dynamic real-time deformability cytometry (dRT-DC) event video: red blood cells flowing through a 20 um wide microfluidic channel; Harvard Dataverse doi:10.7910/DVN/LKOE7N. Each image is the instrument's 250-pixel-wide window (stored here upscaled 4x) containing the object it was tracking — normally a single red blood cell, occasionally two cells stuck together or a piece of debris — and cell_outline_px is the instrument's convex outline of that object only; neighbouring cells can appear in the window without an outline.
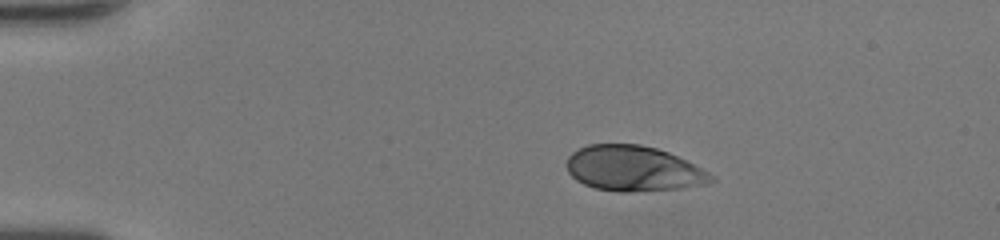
{"species": "human", "species_latin": "Homo sapiens", "temperature_condition": "room temperature", "stored_images_in_passage": 35, "camera_frame_rate_fps": 3000, "um_per_image_px": 0.085, "donor": {"sex": "female"}, "frame": {"image": 1, "passage_image": 1, "time_ms": 0.0, "image_size_px": [1000, 240], "cell_outline_px": [[716, 180], [708, 184], [684, 188], [628, 192], [616, 192], [596, 188], [584, 184], [576, 180], [568, 172], [568, 156], [572, 152], [588, 144], [640, 144], [656, 148], [668, 152], [708, 172]], "centroid_in_image_um": [53.84, 14.34], "position_along_channel_um": 31.2, "area_um2": 38.03}}
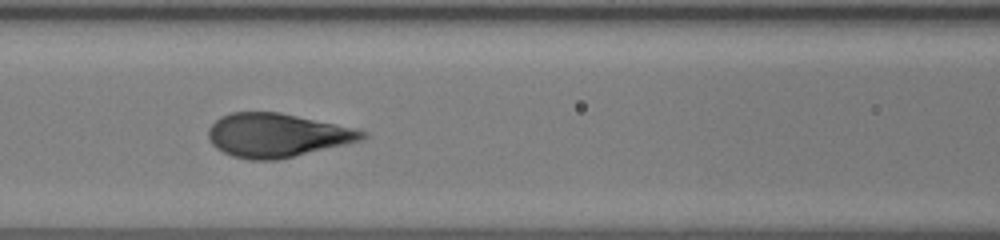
{"frame": {"image": 2, "passage_image": 14, "time_ms": 4.333, "image_size_px": [1000, 240], "cell_outline_px": [[368, 136], [360, 140], [344, 144], [276, 160], [248, 160], [232, 156], [216, 148], [212, 144], [208, 136], [208, 128], [220, 116], [232, 112], [280, 112], [356, 128], [368, 132]], "centroid_in_image_um": [23.52, 11.49], "position_along_channel_um": 143.1, "area_um2": 39.07}}
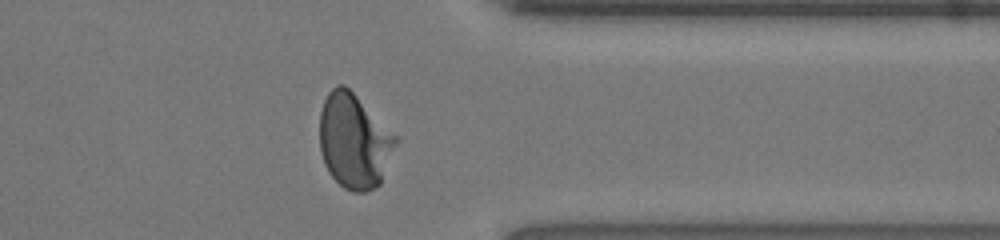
{"frame": {"image": 3, "passage_image": 31, "time_ms": 10.0, "image_size_px": [1000, 240], "cell_outline_px": [[400, 140], [380, 184], [364, 192], [352, 192], [344, 188], [328, 172], [324, 164], [320, 152], [320, 112], [324, 100], [328, 92], [336, 84], [344, 84]], "centroid_in_image_um": [30.1, 12.01], "position_along_channel_um": 381.3, "area_um2": 41.91}, "authors_computed_cell_mechanics": {"area_um2": 39.7086, "velocity_mm_per_s": 4.2974, "shape_relaxation_time_tau1_ms": 3.6556, "shape_relaxation_time_tau2_ms": null, "deformation_change_tau1": 0.2067, "deformation_change_tau2": null}}